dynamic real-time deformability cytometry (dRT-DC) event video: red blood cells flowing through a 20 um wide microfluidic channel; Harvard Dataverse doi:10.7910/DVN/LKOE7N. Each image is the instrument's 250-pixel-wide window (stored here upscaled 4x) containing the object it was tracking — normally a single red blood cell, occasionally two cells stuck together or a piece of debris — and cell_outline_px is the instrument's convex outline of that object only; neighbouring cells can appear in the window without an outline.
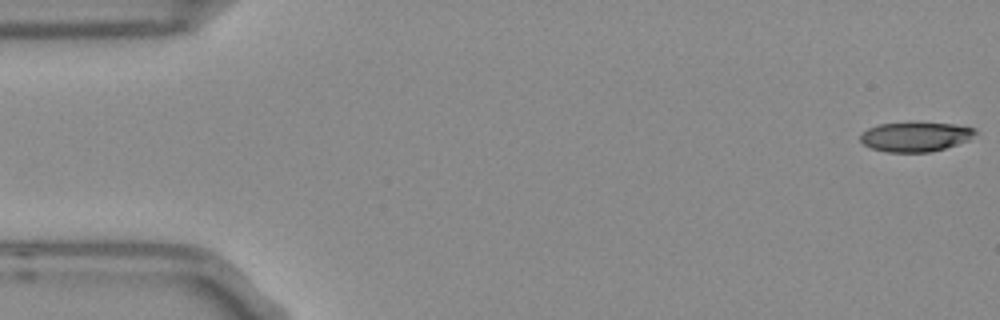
{"species": "Egyptian fruit bat (a non-hibernating species)", "species_latin": "Rousettus aegyptiacus", "temperature_condition": "room temperature", "stored_images_in_passage": 47, "camera_frame_rate_fps": 3000, "um_per_image_px": 0.085, "frame": {"image": 1, "passage_image": 1, "time_ms": 0.0, "image_size_px": [1000, 320], "cell_outline_px": [[980, 132], [968, 140], [944, 148], [928, 152], [884, 152], [872, 148], [864, 144], [860, 140], [860, 136], [868, 128], [880, 124], [952, 124], [976, 128]], "centroid_in_image_um": [77.84, 11.64], "position_along_channel_um": 7.2, "area_um2": 19.31}}
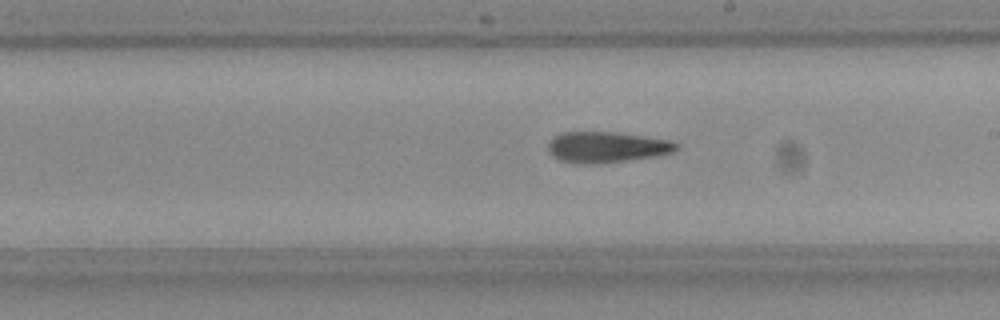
{"frame": {"image": 2, "passage_image": 30, "time_ms": 9.667, "image_size_px": [1000, 320], "cell_outline_px": [[680, 148], [676, 152], [656, 156], [596, 164], [584, 164], [560, 160], [548, 148], [548, 144], [552, 136], [560, 132], [616, 132], [672, 140], [680, 144]], "centroid_in_image_um": [51.64, 12.49], "position_along_channel_um": 237.4, "area_um2": 23.18}}
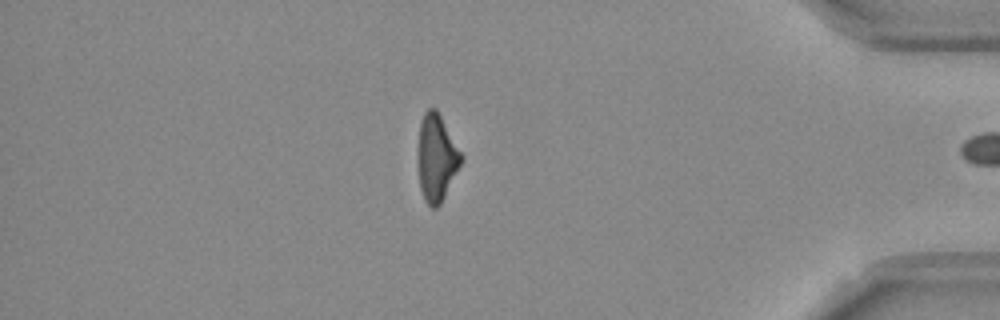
{"frame": {"image": 3, "passage_image": 46, "time_ms": 15.0, "image_size_px": [1000, 320], "cell_outline_px": [[464, 156], [440, 204], [436, 208], [432, 208], [424, 200], [420, 188], [416, 156], [420, 120], [424, 112], [428, 108], [436, 108]], "centroid_in_image_um": [37.06, 13.38], "position_along_channel_um": 398.1, "area_um2": 22.08}, "authors_computed_cell_mechanics": {"area_um2": 22.5998, "velocity_mm_per_s": 3.7642, "shape_relaxation_time_tau1_ms": 7.2054, "shape_relaxation_time_tau2_ms": 9.0436, "deformation_change_tau1": 0.2175, "deformation_change_tau2": 0.2515}}